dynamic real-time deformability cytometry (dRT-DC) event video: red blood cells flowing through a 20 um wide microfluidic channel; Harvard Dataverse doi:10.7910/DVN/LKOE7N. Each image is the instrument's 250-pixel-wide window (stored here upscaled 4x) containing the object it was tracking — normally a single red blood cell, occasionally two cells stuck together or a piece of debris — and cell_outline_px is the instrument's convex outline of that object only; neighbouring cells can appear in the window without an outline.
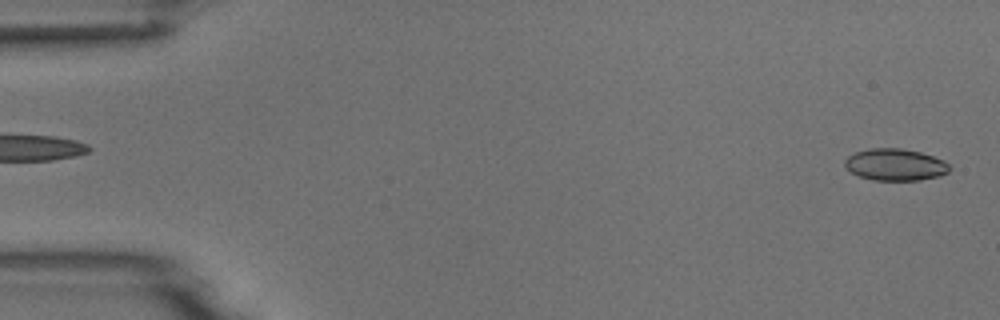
{"species": "common noctule bat (a hibernating species)", "species_latin": "Nyctalus noctula", "temperature_condition": "room temperature", "stored_images_in_passage": 5, "segment_of_instrument_passage": [2, 2], "camera_frame_rate_fps": 3000, "um_per_image_px": 0.085, "animal": {"sex": "male", "body_mass_g": 18.8}, "frame": {"image": 1, "passage_image": 5, "time_ms": 5.333, "image_size_px": [1000, 320], "cell_outline_px": [[952, 168], [948, 172], [940, 176], [920, 180], [872, 180], [860, 176], [852, 172], [844, 164], [844, 160], [848, 156], [856, 152], [868, 148], [900, 148], [920, 152], [944, 160]], "centroid_in_image_um": [76.12, 13.99], "position_along_channel_um": 8.9, "area_um2": 19.42}}